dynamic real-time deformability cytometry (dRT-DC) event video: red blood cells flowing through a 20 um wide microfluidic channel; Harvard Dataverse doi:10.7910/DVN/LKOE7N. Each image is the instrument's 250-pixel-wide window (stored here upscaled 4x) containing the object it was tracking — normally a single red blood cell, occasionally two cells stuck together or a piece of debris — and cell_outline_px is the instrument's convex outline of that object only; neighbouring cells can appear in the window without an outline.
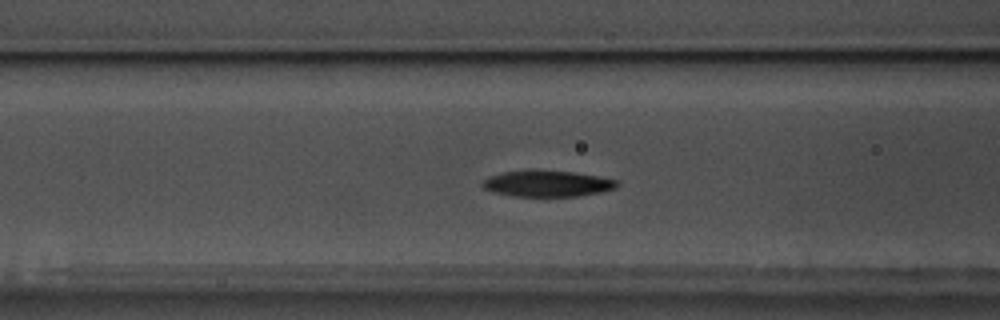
{"species": "common noctule bat (a hibernating species)", "species_latin": "Nyctalus noctula", "temperature_condition": "warm", "stored_images_in_passage": 58, "camera_frame_rate_fps": 3000, "um_per_image_px": 0.085, "animal": {"sex": "male", "body_mass_g": 17.5, "forearm_length_mm": 52.3}, "frame": {"image": 1, "passage_image": 23, "time_ms": 7.333, "image_size_px": [1000, 320], "cell_outline_px": [[620, 184], [616, 188], [600, 192], [576, 196], [512, 196], [492, 192], [484, 188], [480, 184], [488, 176], [504, 172], [532, 168], [536, 168], [576, 172], [600, 176], [620, 180]], "centroid_in_image_um": [46.53, 15.57], "position_along_channel_um": 120.1, "area_um2": 21.21}}
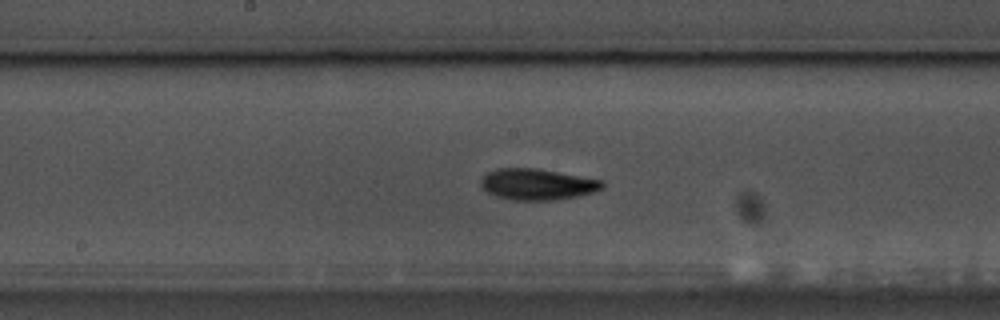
{"frame": {"image": 2, "passage_image": 30, "time_ms": 9.667, "image_size_px": [1000, 320], "cell_outline_px": [[604, 184], [600, 188], [592, 192], [576, 196], [552, 200], [512, 200], [496, 196], [488, 192], [480, 184], [480, 180], [488, 172], [496, 168], [536, 168], [604, 180]], "centroid_in_image_um": [45.64, 15.65], "position_along_channel_um": 202.6, "area_um2": 21.85}}
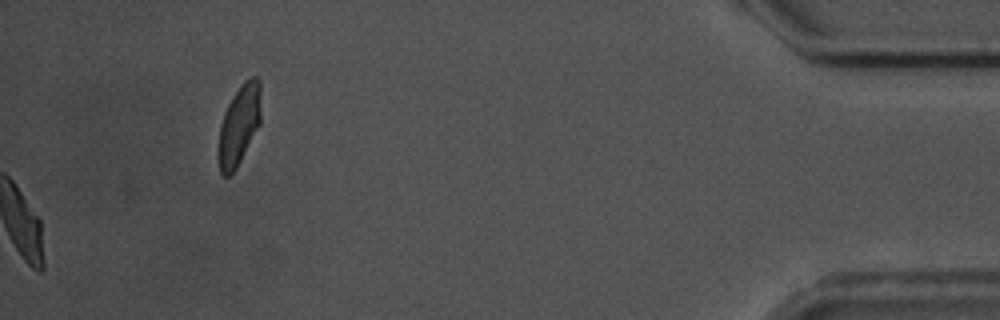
{"frame": {"image": 3, "passage_image": 58, "time_ms": 19.0, "image_size_px": [1000, 320], "cell_outline_px": [[260, 124], [236, 168], [228, 176], [224, 176], [220, 172], [216, 156], [220, 124], [224, 112], [232, 96], [240, 84], [244, 80], [252, 76], [256, 76], [260, 80]], "centroid_in_image_um": [20.29, 10.62], "position_along_channel_um": 414.9, "area_um2": 20.11}, "authors_computed_cell_mechanics": {"area_um2": 20.5479, "velocity_mm_per_s": 3.5495, "shape_relaxation_time_tau1_ms": 2.9936, "shape_relaxation_time_tau2_ms": 3.6355, "deformation_change_tau1": 0.1524, "deformation_change_tau2": 0.0719}}